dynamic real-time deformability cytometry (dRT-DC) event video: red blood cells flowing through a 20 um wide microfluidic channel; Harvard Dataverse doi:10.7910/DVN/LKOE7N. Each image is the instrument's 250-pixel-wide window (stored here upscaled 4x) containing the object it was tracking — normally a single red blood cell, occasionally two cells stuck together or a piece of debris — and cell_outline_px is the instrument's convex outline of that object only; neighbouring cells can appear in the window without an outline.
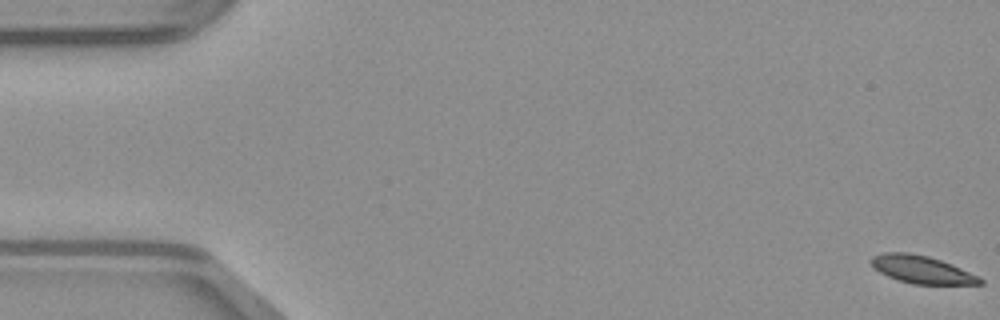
{"species": "common noctule bat (a hibernating species)", "species_latin": "Nyctalus noctula", "temperature_condition": "warm", "stored_images_in_passage": 50, "camera_frame_rate_fps": 3000, "um_per_image_px": 0.085, "animal": {"sex": "male", "body_mass_g": 23.1, "forearm_length_mm": 52.7}, "frame": {"image": 1, "passage_image": 1, "time_ms": 0.0, "image_size_px": [1000, 320], "cell_outline_px": [[984, 284], [912, 284], [888, 276], [872, 268], [868, 260], [872, 256], [884, 252], [908, 252], [928, 256], [952, 264], [984, 280]], "centroid_in_image_um": [78.28, 22.9], "position_along_channel_um": 6.7, "area_um2": 17.51}}
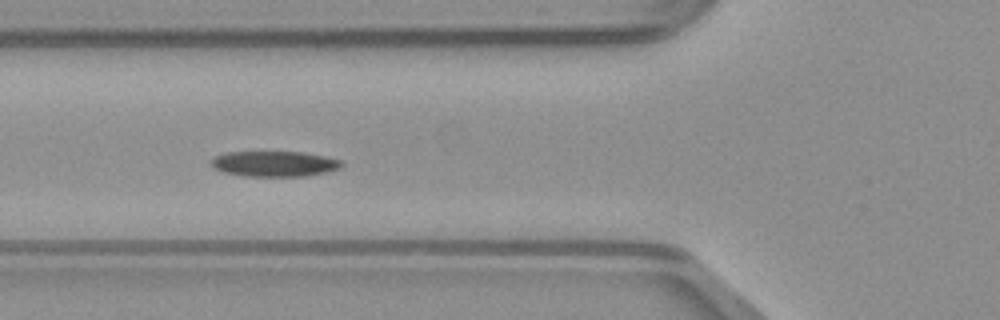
{"frame": {"image": 2, "passage_image": 19, "time_ms": 6.0, "image_size_px": [1000, 320], "cell_outline_px": [[344, 164], [340, 168], [328, 172], [304, 176], [244, 176], [224, 172], [212, 168], [212, 160], [216, 156], [224, 152], [300, 152], [324, 156], [344, 160]], "centroid_in_image_um": [23.36, 13.92], "position_along_channel_um": 102.4, "area_um2": 19.42}}
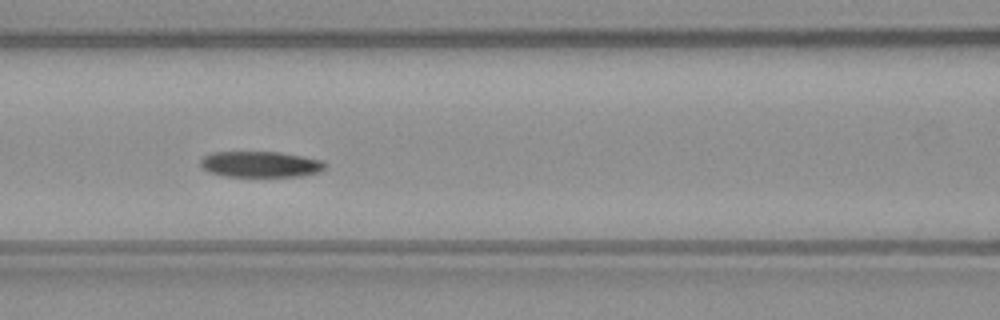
{"frame": {"image": 3, "passage_image": 22, "time_ms": 7.0, "image_size_px": [1000, 320], "cell_outline_px": [[328, 168], [320, 172], [300, 176], [224, 176], [208, 172], [200, 164], [200, 160], [204, 156], [212, 152], [280, 152], [324, 160], [328, 164]], "centroid_in_image_um": [22.2, 13.96], "position_along_channel_um": 144.4, "area_um2": 19.02}}